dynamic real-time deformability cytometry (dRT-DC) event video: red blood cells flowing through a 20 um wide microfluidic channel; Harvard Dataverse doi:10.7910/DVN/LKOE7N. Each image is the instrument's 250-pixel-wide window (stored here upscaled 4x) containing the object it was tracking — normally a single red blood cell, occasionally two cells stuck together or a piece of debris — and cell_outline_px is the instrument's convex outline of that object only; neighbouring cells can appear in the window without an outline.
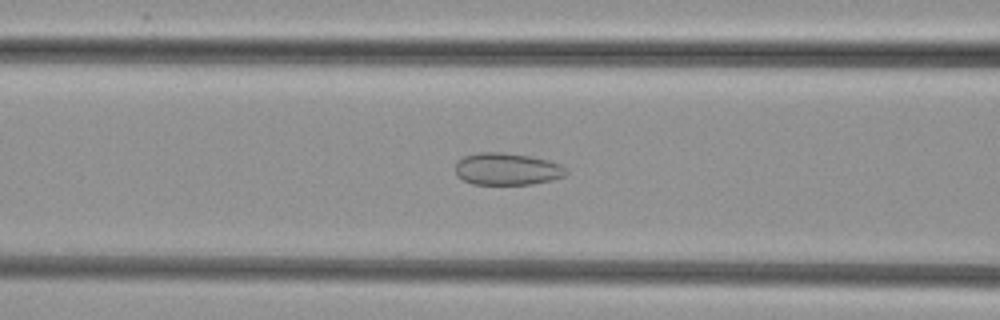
{"species": "common noctule bat (a hibernating species)", "species_latin": "Nyctalus noctula", "temperature_condition": "cold", "stored_images_in_passage": 46, "camera_frame_rate_fps": 3000, "um_per_image_px": 0.085, "animal": {"sex": "female", "body_mass_g": 29.2, "forearm_length_mm": 56.3}, "frame": {"image": 1, "passage_image": 19, "time_ms": 6.0, "image_size_px": [1000, 320], "cell_outline_px": [[568, 172], [564, 176], [552, 180], [532, 184], [472, 184], [456, 176], [456, 164], [464, 156], [476, 152], [504, 152], [528, 156], [548, 160], [560, 164]], "centroid_in_image_um": [43.09, 14.36], "position_along_channel_um": 123.5, "area_um2": 20.69}}
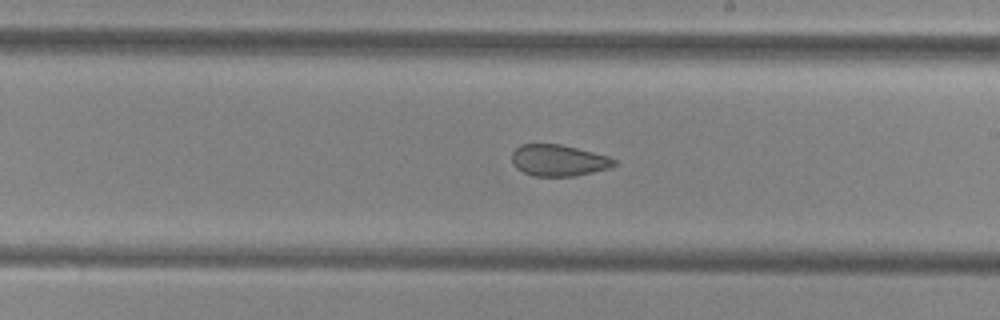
{"frame": {"image": 2, "passage_image": 28, "time_ms": 9.0, "image_size_px": [1000, 320], "cell_outline_px": [[616, 164], [608, 168], [576, 176], [532, 176], [516, 168], [512, 164], [512, 152], [520, 144], [560, 144], [608, 156], [616, 160]], "centroid_in_image_um": [47.44, 13.63], "position_along_channel_um": 241.6, "area_um2": 18.67}}
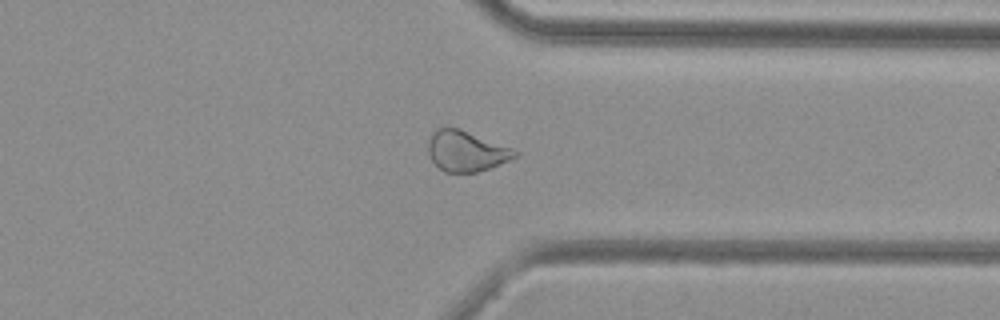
{"frame": {"image": 3, "passage_image": 38, "time_ms": 12.333, "image_size_px": [1000, 320], "cell_outline_px": [[520, 152], [516, 156], [508, 160], [488, 168], [476, 172], [444, 172], [432, 160], [428, 152], [428, 140], [432, 132], [436, 128], [460, 128], [512, 148]], "centroid_in_image_um": [39.6, 12.83], "position_along_channel_um": 371.8, "area_um2": 20.29}}